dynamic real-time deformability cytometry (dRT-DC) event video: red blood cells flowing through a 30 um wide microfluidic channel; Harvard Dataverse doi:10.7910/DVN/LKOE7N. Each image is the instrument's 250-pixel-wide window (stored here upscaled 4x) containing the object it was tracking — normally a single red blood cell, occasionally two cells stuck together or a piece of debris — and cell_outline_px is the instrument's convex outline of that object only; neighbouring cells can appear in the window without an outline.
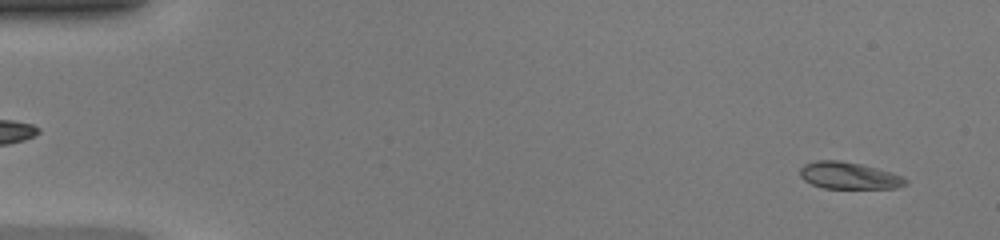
{"species": "common noctule bat (a hibernating species)", "species_latin": "Nyctalus noctula", "temperature_condition": "warm", "stored_images_in_passage": 47, "camera_frame_rate_fps": 3000, "um_per_image_px": 0.085, "animal": {"sex": "female", "body_mass_g": 20.0, "forearm_length_mm": 54.0}, "frame": {"image": 1, "passage_image": 2, "time_ms": 0.333, "image_size_px": [1000, 240], "cell_outline_px": [[908, 184], [896, 188], [824, 188], [812, 184], [804, 180], [800, 176], [800, 168], [804, 164], [816, 160], [840, 160], [860, 164], [892, 172], [904, 176], [908, 180]], "centroid_in_image_um": [72.18, 14.92], "position_along_channel_um": 12.8, "area_um2": 16.65}}
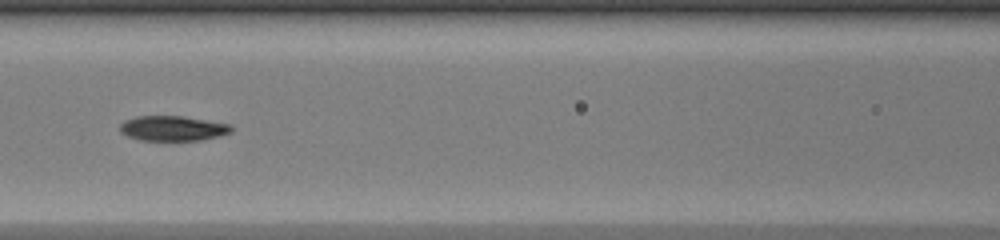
{"frame": {"image": 2, "passage_image": 21, "time_ms": 6.667, "image_size_px": [1000, 240], "cell_outline_px": [[232, 132], [220, 136], [200, 140], [140, 140], [128, 136], [120, 132], [120, 124], [124, 120], [136, 116], [184, 116], [232, 124]], "centroid_in_image_um": [14.7, 10.9], "position_along_channel_um": 151.9, "area_um2": 16.36}}
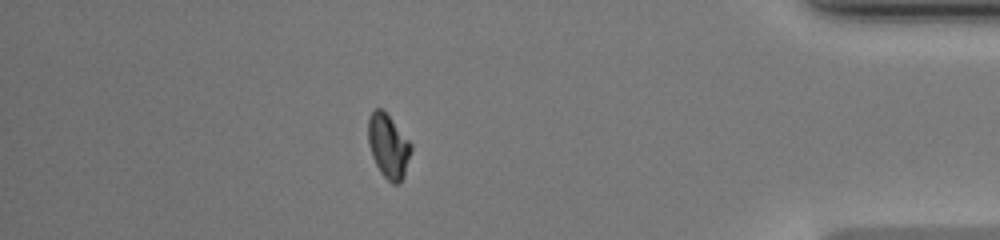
{"frame": {"image": 3, "passage_image": 41, "time_ms": 13.333, "image_size_px": [1000, 240], "cell_outline_px": [[412, 152], [404, 176], [396, 184], [392, 184], [380, 172], [372, 156], [368, 144], [368, 116], [376, 108], [380, 108], [392, 120], [412, 144]], "centroid_in_image_um": [33.01, 12.43], "position_along_channel_um": 402.2, "area_um2": 15.9}, "authors_computed_cell_mechanics": {"area_um2": 16.5886, "velocity_mm_per_s": 4.3409, "shape_relaxation_time_tau1_ms": 6.6262, "shape_relaxation_time_tau2_ms": null, "deformation_change_tau1": 0.2429, "deformation_change_tau2": null}}